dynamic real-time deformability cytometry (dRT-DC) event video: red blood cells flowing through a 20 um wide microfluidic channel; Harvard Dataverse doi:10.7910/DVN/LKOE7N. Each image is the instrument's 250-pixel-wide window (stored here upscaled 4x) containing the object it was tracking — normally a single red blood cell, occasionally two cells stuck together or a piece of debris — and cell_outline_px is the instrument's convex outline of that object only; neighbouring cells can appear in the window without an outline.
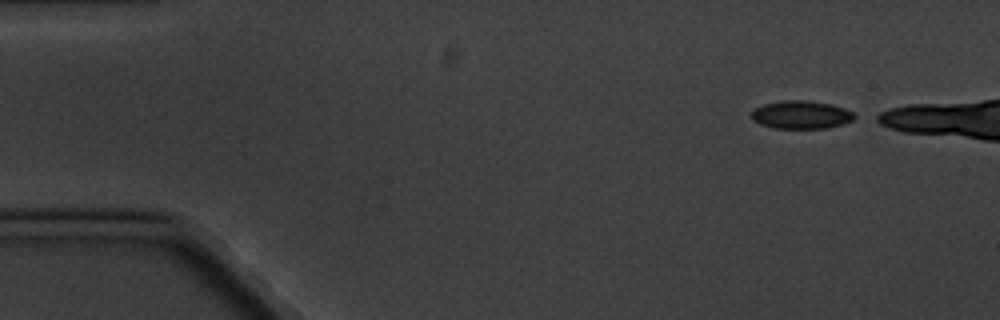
{"species": "common noctule bat (a hibernating species)", "species_latin": "Nyctalus noctula", "temperature_condition": "cold", "stored_images_in_passage": 4, "camera_frame_rate_fps": 3000, "um_per_image_px": 0.085, "animal": {"sex": "male", "body_mass_g": 20.1, "forearm_length_mm": 53.5}, "frame": {"image": 1, "passage_image": 1, "time_ms": 0.0, "image_size_px": [1000, 320], "cell_outline_px": [[860, 116], [844, 124], [828, 128], [776, 128], [760, 124], [752, 120], [752, 108], [764, 104], [784, 100], [804, 100], [832, 104], [844, 108]], "centroid_in_image_um": [68.12, 9.75], "position_along_channel_um": 16.9, "area_um2": 16.99}}